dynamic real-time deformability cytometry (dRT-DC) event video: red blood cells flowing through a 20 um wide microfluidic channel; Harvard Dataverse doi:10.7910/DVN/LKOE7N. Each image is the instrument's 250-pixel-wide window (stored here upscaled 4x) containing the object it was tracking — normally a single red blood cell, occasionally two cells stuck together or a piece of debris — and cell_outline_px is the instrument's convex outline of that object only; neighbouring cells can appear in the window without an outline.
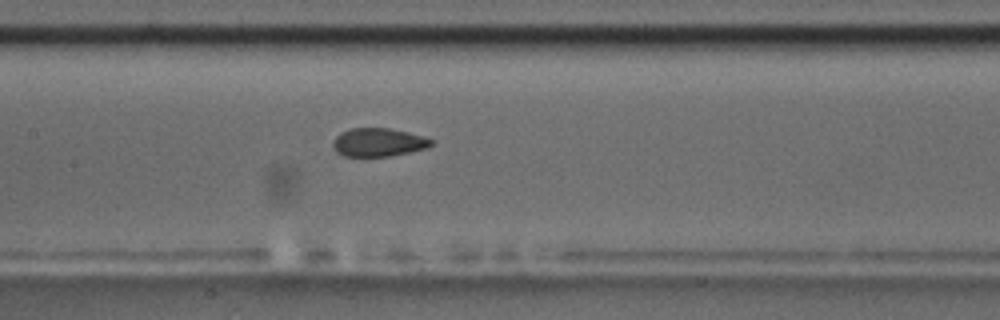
{"species": "common noctule bat (a hibernating species)", "species_latin": "Nyctalus noctula", "temperature_condition": "room temperature", "stored_images_in_passage": 28, "camera_frame_rate_fps": 3000, "um_per_image_px": 0.085, "animal": {"sex": "male", "body_mass_g": 17.5, "forearm_length_mm": 52.3}, "frame": {"image": 1, "passage_image": 20, "time_ms": 6.333, "image_size_px": [1000, 320], "cell_outline_px": [[436, 140], [428, 148], [388, 156], [344, 156], [336, 152], [332, 144], [336, 136], [340, 132], [352, 128], [388, 128], [408, 132], [424, 136]], "centroid_in_image_um": [32.18, 12.09], "position_along_channel_um": 175.2, "area_um2": 16.3}}